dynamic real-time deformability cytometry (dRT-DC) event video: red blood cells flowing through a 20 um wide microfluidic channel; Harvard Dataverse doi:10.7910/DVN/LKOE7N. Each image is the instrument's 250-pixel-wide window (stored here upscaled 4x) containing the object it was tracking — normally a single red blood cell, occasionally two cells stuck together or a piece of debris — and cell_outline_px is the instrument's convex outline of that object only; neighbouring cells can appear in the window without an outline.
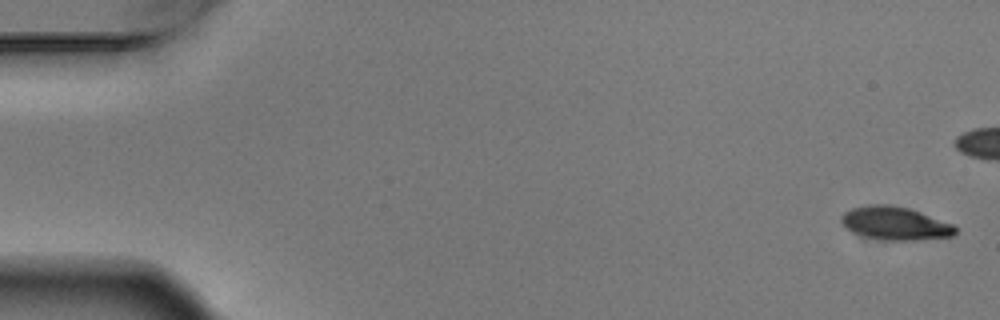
{"species": "Egyptian fruit bat (a non-hibernating species)", "species_latin": "Rousettus aegyptiacus", "temperature_condition": "warm", "stored_images_in_passage": 5, "camera_frame_rate_fps": 3000, "um_per_image_px": 0.085, "animal": {"sex": "male"}, "frame": {"image": 1, "passage_image": 1, "time_ms": 0.0, "image_size_px": [1000, 320], "cell_outline_px": [[956, 232], [952, 236], [908, 240], [892, 240], [868, 236], [852, 232], [840, 220], [840, 216], [844, 212], [852, 208], [868, 204], [888, 204], [908, 208], [920, 212], [952, 224], [956, 228]], "centroid_in_image_um": [76.06, 18.96], "position_along_channel_um": 8.9, "area_um2": 21.56}}